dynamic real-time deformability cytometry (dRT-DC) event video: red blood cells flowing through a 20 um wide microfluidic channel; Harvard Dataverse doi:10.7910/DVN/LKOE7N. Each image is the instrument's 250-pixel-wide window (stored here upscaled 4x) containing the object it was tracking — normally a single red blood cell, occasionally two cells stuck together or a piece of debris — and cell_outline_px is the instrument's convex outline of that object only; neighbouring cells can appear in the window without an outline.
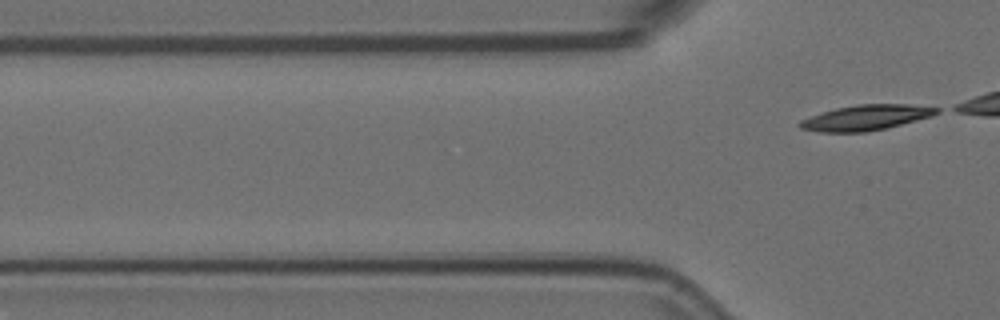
{"species": "Egyptian fruit bat (a non-hibernating species)", "species_latin": "Rousettus aegyptiacus", "temperature_condition": "room temperature", "stored_images_in_passage": 2, "camera_frame_rate_fps": 3000, "um_per_image_px": 0.085, "animal": {"sex": "female"}, "frame": {"image": 1, "passage_image": 2, "time_ms": 0.333, "image_size_px": [1000, 320], "cell_outline_px": [[940, 112], [932, 116], [884, 128], [864, 132], [820, 132], [800, 128], [796, 124], [800, 120], [836, 108], [860, 104], [908, 104], [940, 108]], "centroid_in_image_um": [73.6, 9.99], "position_along_channel_um": 52.2, "area_um2": 19.94}}